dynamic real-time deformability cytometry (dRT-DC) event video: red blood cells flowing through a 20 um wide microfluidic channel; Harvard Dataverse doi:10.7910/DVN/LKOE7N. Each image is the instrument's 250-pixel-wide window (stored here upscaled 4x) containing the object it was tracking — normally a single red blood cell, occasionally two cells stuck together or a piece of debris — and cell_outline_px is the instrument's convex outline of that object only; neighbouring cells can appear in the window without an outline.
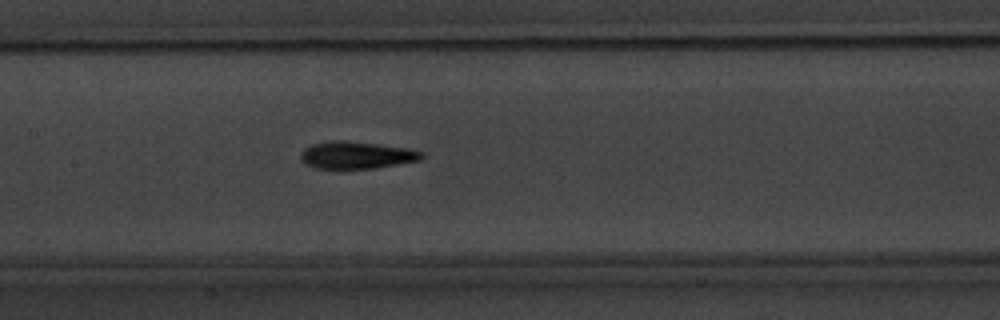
{"species": "common noctule bat (a hibernating species)", "species_latin": "Nyctalus noctula", "temperature_condition": "warm", "stored_images_in_passage": 7, "camera_frame_rate_fps": 3000, "um_per_image_px": 0.085, "animal": {"sex": "male", "body_mass_g": 20.1, "forearm_length_mm": 53.5}, "frame": {"image": 1, "passage_image": 7, "time_ms": 7.0, "image_size_px": [1000, 320], "cell_outline_px": [[424, 156], [420, 160], [376, 168], [312, 168], [304, 164], [300, 160], [300, 152], [304, 148], [312, 144], [332, 140], [344, 140], [408, 148], [424, 152]], "centroid_in_image_um": [30.26, 13.18], "position_along_channel_um": 177.1, "area_um2": 19.31}}